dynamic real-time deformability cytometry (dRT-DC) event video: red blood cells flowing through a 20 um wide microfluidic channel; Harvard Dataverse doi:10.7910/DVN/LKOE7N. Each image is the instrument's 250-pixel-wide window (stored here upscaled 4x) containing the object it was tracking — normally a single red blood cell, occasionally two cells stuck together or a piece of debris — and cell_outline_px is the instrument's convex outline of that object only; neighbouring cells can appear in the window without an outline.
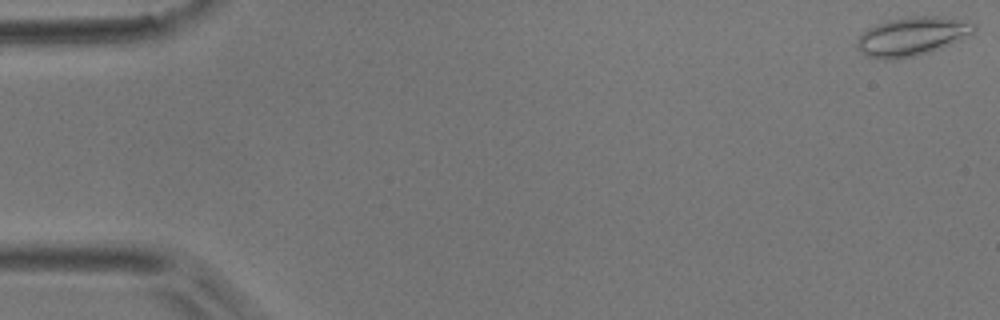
{"species": "common noctule bat (a hibernating species)", "species_latin": "Nyctalus noctula", "temperature_condition": "room temperature", "stored_images_in_passage": 12, "camera_frame_rate_fps": 3000, "um_per_image_px": 0.085, "animal": {"sex": "male", "body_mass_g": 17.9}, "frame": {"image": 1, "passage_image": 1, "time_ms": 0.0, "image_size_px": [1000, 320], "cell_outline_px": [[976, 28], [972, 36], [928, 52], [896, 60], [884, 60], [864, 56], [860, 52], [856, 44], [860, 36], [868, 28], [876, 24], [888, 20], [916, 16], [940, 16], [976, 24]], "centroid_in_image_um": [77.51, 3.1], "position_along_channel_um": 7.5, "area_um2": 26.36}}